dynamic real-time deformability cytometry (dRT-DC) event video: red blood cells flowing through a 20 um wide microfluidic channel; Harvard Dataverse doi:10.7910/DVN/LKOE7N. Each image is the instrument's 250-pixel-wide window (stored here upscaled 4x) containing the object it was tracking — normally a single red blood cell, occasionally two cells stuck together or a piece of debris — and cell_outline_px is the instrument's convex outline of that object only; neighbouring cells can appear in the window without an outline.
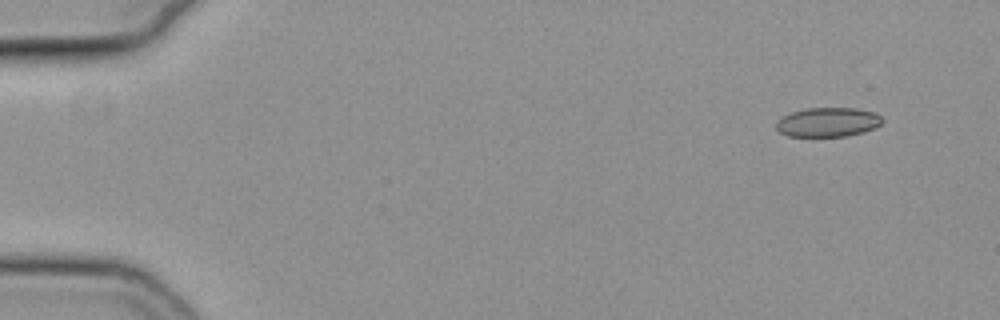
{"species": "common noctule bat (a hibernating species)", "species_latin": "Nyctalus noctula", "temperature_condition": "cold", "stored_images_in_passage": 53, "camera_frame_rate_fps": 3000, "um_per_image_px": 0.085, "animal": {"sex": "female", "body_mass_g": 19.3, "forearm_length_mm": 54.1}, "frame": {"image": 1, "passage_image": 2, "time_ms": 0.333, "image_size_px": [1000, 320], "cell_outline_px": [[884, 120], [876, 128], [864, 132], [848, 136], [788, 136], [780, 132], [776, 128], [776, 120], [792, 112], [804, 108], [856, 108], [876, 112]], "centroid_in_image_um": [70.39, 10.38], "position_along_channel_um": 14.6, "area_um2": 18.26}}
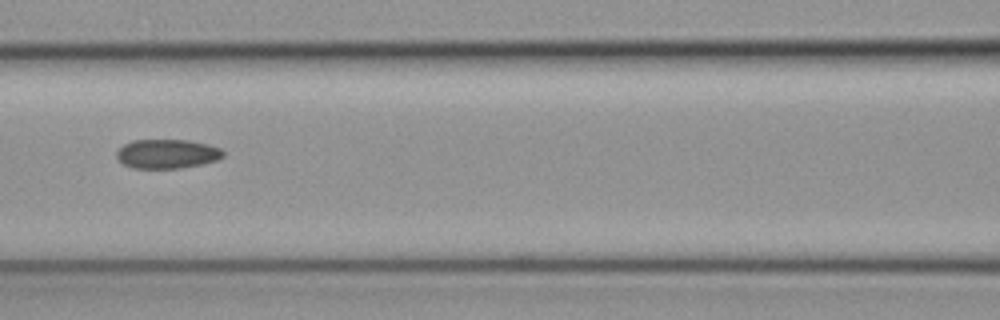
{"frame": {"image": 2, "passage_image": 23, "time_ms": 7.333, "image_size_px": [1000, 320], "cell_outline_px": [[224, 156], [216, 160], [200, 164], [180, 168], [132, 168], [124, 164], [116, 156], [116, 152], [124, 144], [132, 140], [188, 140], [208, 144], [220, 148], [224, 152]], "centroid_in_image_um": [14.2, 13.07], "position_along_channel_um": 152.4, "area_um2": 18.03}}
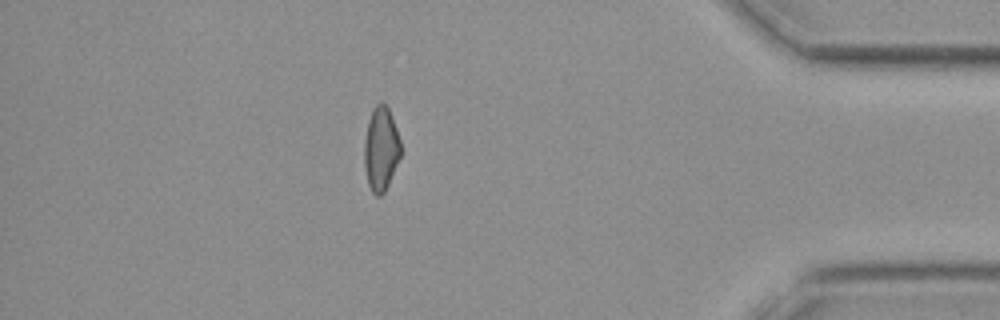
{"frame": {"image": 3, "passage_image": 46, "time_ms": 15.0, "image_size_px": [1000, 320], "cell_outline_px": [[400, 156], [388, 184], [384, 192], [380, 196], [376, 196], [372, 192], [368, 184], [364, 164], [364, 140], [368, 120], [372, 108], [380, 100], [388, 108], [392, 116], [400, 140]], "centroid_in_image_um": [32.36, 12.62], "position_along_channel_um": 402.8, "area_um2": 17.8}, "authors_computed_cell_mechanics": {"area_um2": 18.3804, "velocity_mm_per_s": 3.8024, "shape_relaxation_time_tau1_ms": null, "shape_relaxation_time_tau2_ms": 2.9438, "deformation_change_tau1": null, "deformation_change_tau2": 0.0881}}